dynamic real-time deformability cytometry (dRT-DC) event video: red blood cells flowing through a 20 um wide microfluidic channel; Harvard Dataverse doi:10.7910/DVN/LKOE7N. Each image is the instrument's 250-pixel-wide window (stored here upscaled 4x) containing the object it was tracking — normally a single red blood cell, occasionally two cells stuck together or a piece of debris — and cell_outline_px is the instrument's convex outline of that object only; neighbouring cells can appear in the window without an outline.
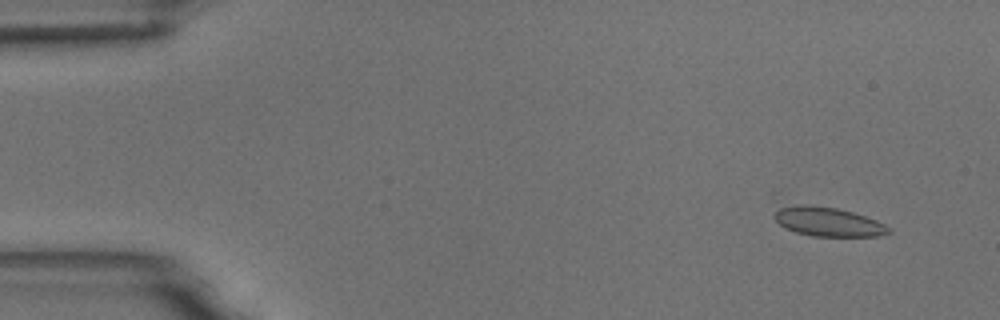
{"species": "common noctule bat (a hibernating species)", "species_latin": "Nyctalus noctula", "temperature_condition": "room temperature", "stored_images_in_passage": 6, "camera_frame_rate_fps": 3000, "um_per_image_px": 0.085, "animal": {"sex": "male", "body_mass_g": 18.8}, "frame": {"image": 1, "passage_image": 1, "time_ms": 0.0, "image_size_px": [1000, 320], "cell_outline_px": [[892, 232], [880, 236], [812, 236], [796, 232], [784, 228], [772, 216], [780, 204], [808, 204], [836, 208], [852, 212], [876, 220], [892, 228]], "centroid_in_image_um": [70.33, 18.83], "position_along_channel_um": 14.7, "area_um2": 19.77}}
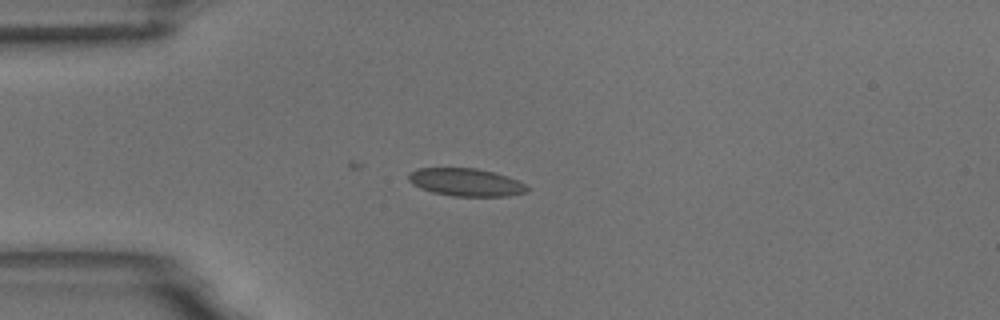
{"frame": {"image": 2, "passage_image": 4, "time_ms": 3.333, "image_size_px": [1000, 320], "cell_outline_px": [[528, 192], [508, 196], [452, 196], [432, 192], [420, 188], [412, 184], [408, 180], [408, 172], [416, 168], [476, 168], [508, 176], [524, 184], [528, 188]], "centroid_in_image_um": [39.56, 15.49], "position_along_channel_um": 45.4, "area_um2": 19.25}}
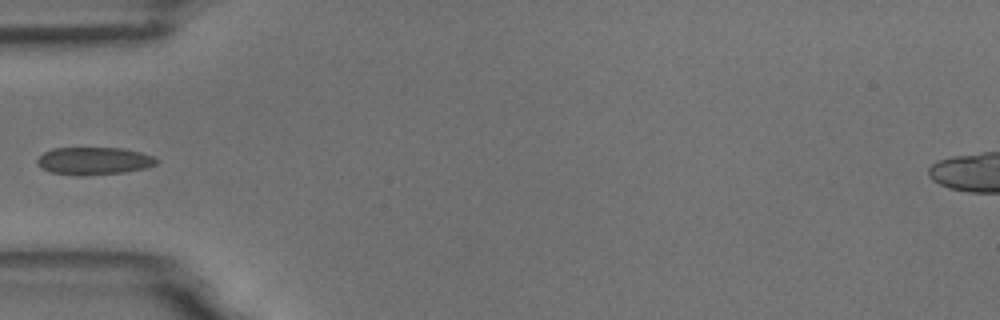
{"frame": {"image": 3, "passage_image": 5, "time_ms": 4.667, "image_size_px": [1000, 320], "cell_outline_px": [[160, 160], [156, 164], [144, 168], [124, 172], [80, 176], [52, 172], [40, 168], [36, 164], [36, 160], [44, 152], [52, 148], [120, 148], [140, 152], [156, 156]], "centroid_in_image_um": [7.98, 13.67], "position_along_channel_um": 77.0, "area_um2": 19.25}}